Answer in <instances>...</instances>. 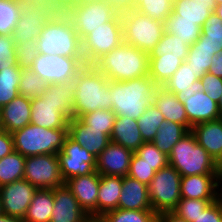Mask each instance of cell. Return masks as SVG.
Instances as JSON below:
<instances>
[{
    "label": "cell",
    "instance_id": "4",
    "mask_svg": "<svg viewBox=\"0 0 222 222\" xmlns=\"http://www.w3.org/2000/svg\"><path fill=\"white\" fill-rule=\"evenodd\" d=\"M38 53L64 57H83L82 41L71 20L59 9L37 37Z\"/></svg>",
    "mask_w": 222,
    "mask_h": 222
},
{
    "label": "cell",
    "instance_id": "10",
    "mask_svg": "<svg viewBox=\"0 0 222 222\" xmlns=\"http://www.w3.org/2000/svg\"><path fill=\"white\" fill-rule=\"evenodd\" d=\"M181 175L171 165L156 171L148 185V197L156 214L172 211L181 200Z\"/></svg>",
    "mask_w": 222,
    "mask_h": 222
},
{
    "label": "cell",
    "instance_id": "48",
    "mask_svg": "<svg viewBox=\"0 0 222 222\" xmlns=\"http://www.w3.org/2000/svg\"><path fill=\"white\" fill-rule=\"evenodd\" d=\"M19 67L13 35L0 34V70Z\"/></svg>",
    "mask_w": 222,
    "mask_h": 222
},
{
    "label": "cell",
    "instance_id": "27",
    "mask_svg": "<svg viewBox=\"0 0 222 222\" xmlns=\"http://www.w3.org/2000/svg\"><path fill=\"white\" fill-rule=\"evenodd\" d=\"M152 103L161 112L165 120L179 123L188 131H191L192 126L188 122L185 107L174 93L158 86L152 98Z\"/></svg>",
    "mask_w": 222,
    "mask_h": 222
},
{
    "label": "cell",
    "instance_id": "38",
    "mask_svg": "<svg viewBox=\"0 0 222 222\" xmlns=\"http://www.w3.org/2000/svg\"><path fill=\"white\" fill-rule=\"evenodd\" d=\"M20 67L0 70V109L19 95Z\"/></svg>",
    "mask_w": 222,
    "mask_h": 222
},
{
    "label": "cell",
    "instance_id": "67",
    "mask_svg": "<svg viewBox=\"0 0 222 222\" xmlns=\"http://www.w3.org/2000/svg\"><path fill=\"white\" fill-rule=\"evenodd\" d=\"M75 1H78V0H67L65 3H71V2H75Z\"/></svg>",
    "mask_w": 222,
    "mask_h": 222
},
{
    "label": "cell",
    "instance_id": "44",
    "mask_svg": "<svg viewBox=\"0 0 222 222\" xmlns=\"http://www.w3.org/2000/svg\"><path fill=\"white\" fill-rule=\"evenodd\" d=\"M214 201L216 200L181 198L172 212L188 222H195L196 218Z\"/></svg>",
    "mask_w": 222,
    "mask_h": 222
},
{
    "label": "cell",
    "instance_id": "52",
    "mask_svg": "<svg viewBox=\"0 0 222 222\" xmlns=\"http://www.w3.org/2000/svg\"><path fill=\"white\" fill-rule=\"evenodd\" d=\"M195 222H222V206L218 200L211 203L205 211L200 214Z\"/></svg>",
    "mask_w": 222,
    "mask_h": 222
},
{
    "label": "cell",
    "instance_id": "13",
    "mask_svg": "<svg viewBox=\"0 0 222 222\" xmlns=\"http://www.w3.org/2000/svg\"><path fill=\"white\" fill-rule=\"evenodd\" d=\"M84 66V57L52 56L38 53L30 69L48 84H61L73 81Z\"/></svg>",
    "mask_w": 222,
    "mask_h": 222
},
{
    "label": "cell",
    "instance_id": "9",
    "mask_svg": "<svg viewBox=\"0 0 222 222\" xmlns=\"http://www.w3.org/2000/svg\"><path fill=\"white\" fill-rule=\"evenodd\" d=\"M123 42L150 53L164 34L163 22L154 20L136 10L121 14Z\"/></svg>",
    "mask_w": 222,
    "mask_h": 222
},
{
    "label": "cell",
    "instance_id": "56",
    "mask_svg": "<svg viewBox=\"0 0 222 222\" xmlns=\"http://www.w3.org/2000/svg\"><path fill=\"white\" fill-rule=\"evenodd\" d=\"M157 222H188L174 214L172 211L162 212L157 214Z\"/></svg>",
    "mask_w": 222,
    "mask_h": 222
},
{
    "label": "cell",
    "instance_id": "68",
    "mask_svg": "<svg viewBox=\"0 0 222 222\" xmlns=\"http://www.w3.org/2000/svg\"><path fill=\"white\" fill-rule=\"evenodd\" d=\"M39 1H42V0H37V2H39ZM48 1H51L55 4V0H48Z\"/></svg>",
    "mask_w": 222,
    "mask_h": 222
},
{
    "label": "cell",
    "instance_id": "60",
    "mask_svg": "<svg viewBox=\"0 0 222 222\" xmlns=\"http://www.w3.org/2000/svg\"><path fill=\"white\" fill-rule=\"evenodd\" d=\"M218 176L220 181L222 182V158L218 162Z\"/></svg>",
    "mask_w": 222,
    "mask_h": 222
},
{
    "label": "cell",
    "instance_id": "3",
    "mask_svg": "<svg viewBox=\"0 0 222 222\" xmlns=\"http://www.w3.org/2000/svg\"><path fill=\"white\" fill-rule=\"evenodd\" d=\"M158 85L147 75L128 81H110L112 110L135 120L152 104Z\"/></svg>",
    "mask_w": 222,
    "mask_h": 222
},
{
    "label": "cell",
    "instance_id": "6",
    "mask_svg": "<svg viewBox=\"0 0 222 222\" xmlns=\"http://www.w3.org/2000/svg\"><path fill=\"white\" fill-rule=\"evenodd\" d=\"M168 160L181 176L218 174V163L197 143L191 131L172 148Z\"/></svg>",
    "mask_w": 222,
    "mask_h": 222
},
{
    "label": "cell",
    "instance_id": "59",
    "mask_svg": "<svg viewBox=\"0 0 222 222\" xmlns=\"http://www.w3.org/2000/svg\"><path fill=\"white\" fill-rule=\"evenodd\" d=\"M214 13L222 20V4L215 6Z\"/></svg>",
    "mask_w": 222,
    "mask_h": 222
},
{
    "label": "cell",
    "instance_id": "17",
    "mask_svg": "<svg viewBox=\"0 0 222 222\" xmlns=\"http://www.w3.org/2000/svg\"><path fill=\"white\" fill-rule=\"evenodd\" d=\"M175 95L183 103L188 122L192 127L222 117L218 109V103L210 99L204 91Z\"/></svg>",
    "mask_w": 222,
    "mask_h": 222
},
{
    "label": "cell",
    "instance_id": "43",
    "mask_svg": "<svg viewBox=\"0 0 222 222\" xmlns=\"http://www.w3.org/2000/svg\"><path fill=\"white\" fill-rule=\"evenodd\" d=\"M174 0H141L134 10L163 22L173 12Z\"/></svg>",
    "mask_w": 222,
    "mask_h": 222
},
{
    "label": "cell",
    "instance_id": "49",
    "mask_svg": "<svg viewBox=\"0 0 222 222\" xmlns=\"http://www.w3.org/2000/svg\"><path fill=\"white\" fill-rule=\"evenodd\" d=\"M155 173L156 171L152 168L151 165L142 162V159L133 153L128 176L137 179L140 183L148 186Z\"/></svg>",
    "mask_w": 222,
    "mask_h": 222
},
{
    "label": "cell",
    "instance_id": "58",
    "mask_svg": "<svg viewBox=\"0 0 222 222\" xmlns=\"http://www.w3.org/2000/svg\"><path fill=\"white\" fill-rule=\"evenodd\" d=\"M83 222H105L102 216H88Z\"/></svg>",
    "mask_w": 222,
    "mask_h": 222
},
{
    "label": "cell",
    "instance_id": "25",
    "mask_svg": "<svg viewBox=\"0 0 222 222\" xmlns=\"http://www.w3.org/2000/svg\"><path fill=\"white\" fill-rule=\"evenodd\" d=\"M118 208L124 210H153L148 197V186L128 175L122 177Z\"/></svg>",
    "mask_w": 222,
    "mask_h": 222
},
{
    "label": "cell",
    "instance_id": "23",
    "mask_svg": "<svg viewBox=\"0 0 222 222\" xmlns=\"http://www.w3.org/2000/svg\"><path fill=\"white\" fill-rule=\"evenodd\" d=\"M31 122V99L18 95L0 109V128L8 133L24 128Z\"/></svg>",
    "mask_w": 222,
    "mask_h": 222
},
{
    "label": "cell",
    "instance_id": "62",
    "mask_svg": "<svg viewBox=\"0 0 222 222\" xmlns=\"http://www.w3.org/2000/svg\"><path fill=\"white\" fill-rule=\"evenodd\" d=\"M67 0H55V4L61 8L62 5L66 2Z\"/></svg>",
    "mask_w": 222,
    "mask_h": 222
},
{
    "label": "cell",
    "instance_id": "45",
    "mask_svg": "<svg viewBox=\"0 0 222 222\" xmlns=\"http://www.w3.org/2000/svg\"><path fill=\"white\" fill-rule=\"evenodd\" d=\"M115 117L112 109H98L82 115L80 119L88 125V128L104 129V133L110 137Z\"/></svg>",
    "mask_w": 222,
    "mask_h": 222
},
{
    "label": "cell",
    "instance_id": "18",
    "mask_svg": "<svg viewBox=\"0 0 222 222\" xmlns=\"http://www.w3.org/2000/svg\"><path fill=\"white\" fill-rule=\"evenodd\" d=\"M99 183L100 174L97 171L65 181V185L78 200L80 207L89 216H98Z\"/></svg>",
    "mask_w": 222,
    "mask_h": 222
},
{
    "label": "cell",
    "instance_id": "30",
    "mask_svg": "<svg viewBox=\"0 0 222 222\" xmlns=\"http://www.w3.org/2000/svg\"><path fill=\"white\" fill-rule=\"evenodd\" d=\"M122 177L100 175L98 189V216L118 208Z\"/></svg>",
    "mask_w": 222,
    "mask_h": 222
},
{
    "label": "cell",
    "instance_id": "50",
    "mask_svg": "<svg viewBox=\"0 0 222 222\" xmlns=\"http://www.w3.org/2000/svg\"><path fill=\"white\" fill-rule=\"evenodd\" d=\"M37 40H28L16 45L17 64L21 69H30L33 61L37 58Z\"/></svg>",
    "mask_w": 222,
    "mask_h": 222
},
{
    "label": "cell",
    "instance_id": "1",
    "mask_svg": "<svg viewBox=\"0 0 222 222\" xmlns=\"http://www.w3.org/2000/svg\"><path fill=\"white\" fill-rule=\"evenodd\" d=\"M73 81L48 84L40 97L31 99V124L48 129L68 128L73 118Z\"/></svg>",
    "mask_w": 222,
    "mask_h": 222
},
{
    "label": "cell",
    "instance_id": "33",
    "mask_svg": "<svg viewBox=\"0 0 222 222\" xmlns=\"http://www.w3.org/2000/svg\"><path fill=\"white\" fill-rule=\"evenodd\" d=\"M189 131L181 124L165 120L153 139V144L167 156L176 143Z\"/></svg>",
    "mask_w": 222,
    "mask_h": 222
},
{
    "label": "cell",
    "instance_id": "28",
    "mask_svg": "<svg viewBox=\"0 0 222 222\" xmlns=\"http://www.w3.org/2000/svg\"><path fill=\"white\" fill-rule=\"evenodd\" d=\"M110 140L135 152L143 143L138 122L126 116H116Z\"/></svg>",
    "mask_w": 222,
    "mask_h": 222
},
{
    "label": "cell",
    "instance_id": "51",
    "mask_svg": "<svg viewBox=\"0 0 222 222\" xmlns=\"http://www.w3.org/2000/svg\"><path fill=\"white\" fill-rule=\"evenodd\" d=\"M200 80L203 91L207 93L210 99L218 103L222 95V78L207 72Z\"/></svg>",
    "mask_w": 222,
    "mask_h": 222
},
{
    "label": "cell",
    "instance_id": "55",
    "mask_svg": "<svg viewBox=\"0 0 222 222\" xmlns=\"http://www.w3.org/2000/svg\"><path fill=\"white\" fill-rule=\"evenodd\" d=\"M211 60L212 65L210 66L208 72L212 73L216 77L222 78V50L213 55Z\"/></svg>",
    "mask_w": 222,
    "mask_h": 222
},
{
    "label": "cell",
    "instance_id": "31",
    "mask_svg": "<svg viewBox=\"0 0 222 222\" xmlns=\"http://www.w3.org/2000/svg\"><path fill=\"white\" fill-rule=\"evenodd\" d=\"M53 207V189H37L33 195L23 221L50 222Z\"/></svg>",
    "mask_w": 222,
    "mask_h": 222
},
{
    "label": "cell",
    "instance_id": "63",
    "mask_svg": "<svg viewBox=\"0 0 222 222\" xmlns=\"http://www.w3.org/2000/svg\"><path fill=\"white\" fill-rule=\"evenodd\" d=\"M20 3H23V4H27V3H34V2H37V0H16Z\"/></svg>",
    "mask_w": 222,
    "mask_h": 222
},
{
    "label": "cell",
    "instance_id": "2",
    "mask_svg": "<svg viewBox=\"0 0 222 222\" xmlns=\"http://www.w3.org/2000/svg\"><path fill=\"white\" fill-rule=\"evenodd\" d=\"M73 118L98 109H112L110 81L94 65H85L73 80Z\"/></svg>",
    "mask_w": 222,
    "mask_h": 222
},
{
    "label": "cell",
    "instance_id": "57",
    "mask_svg": "<svg viewBox=\"0 0 222 222\" xmlns=\"http://www.w3.org/2000/svg\"><path fill=\"white\" fill-rule=\"evenodd\" d=\"M0 222H24L23 219L17 217H11L6 214L0 215Z\"/></svg>",
    "mask_w": 222,
    "mask_h": 222
},
{
    "label": "cell",
    "instance_id": "7",
    "mask_svg": "<svg viewBox=\"0 0 222 222\" xmlns=\"http://www.w3.org/2000/svg\"><path fill=\"white\" fill-rule=\"evenodd\" d=\"M14 150L24 157L58 154L68 136V128L48 129L34 124L12 133Z\"/></svg>",
    "mask_w": 222,
    "mask_h": 222
},
{
    "label": "cell",
    "instance_id": "21",
    "mask_svg": "<svg viewBox=\"0 0 222 222\" xmlns=\"http://www.w3.org/2000/svg\"><path fill=\"white\" fill-rule=\"evenodd\" d=\"M53 197L50 222H83L89 216L65 184L53 189Z\"/></svg>",
    "mask_w": 222,
    "mask_h": 222
},
{
    "label": "cell",
    "instance_id": "11",
    "mask_svg": "<svg viewBox=\"0 0 222 222\" xmlns=\"http://www.w3.org/2000/svg\"><path fill=\"white\" fill-rule=\"evenodd\" d=\"M123 43L121 14L104 26L94 29L82 40V55L85 65H93L104 54Z\"/></svg>",
    "mask_w": 222,
    "mask_h": 222
},
{
    "label": "cell",
    "instance_id": "41",
    "mask_svg": "<svg viewBox=\"0 0 222 222\" xmlns=\"http://www.w3.org/2000/svg\"><path fill=\"white\" fill-rule=\"evenodd\" d=\"M105 222H157V214L153 210H124L117 208L105 213Z\"/></svg>",
    "mask_w": 222,
    "mask_h": 222
},
{
    "label": "cell",
    "instance_id": "64",
    "mask_svg": "<svg viewBox=\"0 0 222 222\" xmlns=\"http://www.w3.org/2000/svg\"><path fill=\"white\" fill-rule=\"evenodd\" d=\"M218 109H219V112H220V114L222 116V95H221L220 100L218 102Z\"/></svg>",
    "mask_w": 222,
    "mask_h": 222
},
{
    "label": "cell",
    "instance_id": "15",
    "mask_svg": "<svg viewBox=\"0 0 222 222\" xmlns=\"http://www.w3.org/2000/svg\"><path fill=\"white\" fill-rule=\"evenodd\" d=\"M57 155L64 181L96 172V157L69 136L66 137L62 150Z\"/></svg>",
    "mask_w": 222,
    "mask_h": 222
},
{
    "label": "cell",
    "instance_id": "47",
    "mask_svg": "<svg viewBox=\"0 0 222 222\" xmlns=\"http://www.w3.org/2000/svg\"><path fill=\"white\" fill-rule=\"evenodd\" d=\"M212 57L211 52L198 51L191 45L184 62L194 71L197 78L201 79L212 65Z\"/></svg>",
    "mask_w": 222,
    "mask_h": 222
},
{
    "label": "cell",
    "instance_id": "39",
    "mask_svg": "<svg viewBox=\"0 0 222 222\" xmlns=\"http://www.w3.org/2000/svg\"><path fill=\"white\" fill-rule=\"evenodd\" d=\"M144 142H152L158 129L164 124L165 118L155 105L150 104L137 120Z\"/></svg>",
    "mask_w": 222,
    "mask_h": 222
},
{
    "label": "cell",
    "instance_id": "32",
    "mask_svg": "<svg viewBox=\"0 0 222 222\" xmlns=\"http://www.w3.org/2000/svg\"><path fill=\"white\" fill-rule=\"evenodd\" d=\"M174 94H189L203 91L201 80L183 62L174 75L162 86Z\"/></svg>",
    "mask_w": 222,
    "mask_h": 222
},
{
    "label": "cell",
    "instance_id": "35",
    "mask_svg": "<svg viewBox=\"0 0 222 222\" xmlns=\"http://www.w3.org/2000/svg\"><path fill=\"white\" fill-rule=\"evenodd\" d=\"M183 61L179 58L149 57L148 76L158 85L163 86L179 69Z\"/></svg>",
    "mask_w": 222,
    "mask_h": 222
},
{
    "label": "cell",
    "instance_id": "19",
    "mask_svg": "<svg viewBox=\"0 0 222 222\" xmlns=\"http://www.w3.org/2000/svg\"><path fill=\"white\" fill-rule=\"evenodd\" d=\"M133 153L111 141L96 158V171L100 175L125 177L128 175Z\"/></svg>",
    "mask_w": 222,
    "mask_h": 222
},
{
    "label": "cell",
    "instance_id": "36",
    "mask_svg": "<svg viewBox=\"0 0 222 222\" xmlns=\"http://www.w3.org/2000/svg\"><path fill=\"white\" fill-rule=\"evenodd\" d=\"M25 159L15 150L0 159V187L23 179Z\"/></svg>",
    "mask_w": 222,
    "mask_h": 222
},
{
    "label": "cell",
    "instance_id": "37",
    "mask_svg": "<svg viewBox=\"0 0 222 222\" xmlns=\"http://www.w3.org/2000/svg\"><path fill=\"white\" fill-rule=\"evenodd\" d=\"M164 31L174 34L177 38L191 46L196 42L202 33V28L195 22L188 20H173L170 16L163 21Z\"/></svg>",
    "mask_w": 222,
    "mask_h": 222
},
{
    "label": "cell",
    "instance_id": "14",
    "mask_svg": "<svg viewBox=\"0 0 222 222\" xmlns=\"http://www.w3.org/2000/svg\"><path fill=\"white\" fill-rule=\"evenodd\" d=\"M37 189H54L65 184L57 154L28 156L25 159L24 177Z\"/></svg>",
    "mask_w": 222,
    "mask_h": 222
},
{
    "label": "cell",
    "instance_id": "61",
    "mask_svg": "<svg viewBox=\"0 0 222 222\" xmlns=\"http://www.w3.org/2000/svg\"><path fill=\"white\" fill-rule=\"evenodd\" d=\"M221 184H222V182H220V186H219L220 189L218 190V198H217V200L220 202V204H221V206H222V190H221V189H222V188H221L222 185H221ZM220 191H221V192H220Z\"/></svg>",
    "mask_w": 222,
    "mask_h": 222
},
{
    "label": "cell",
    "instance_id": "65",
    "mask_svg": "<svg viewBox=\"0 0 222 222\" xmlns=\"http://www.w3.org/2000/svg\"><path fill=\"white\" fill-rule=\"evenodd\" d=\"M216 5L222 4V0H214Z\"/></svg>",
    "mask_w": 222,
    "mask_h": 222
},
{
    "label": "cell",
    "instance_id": "46",
    "mask_svg": "<svg viewBox=\"0 0 222 222\" xmlns=\"http://www.w3.org/2000/svg\"><path fill=\"white\" fill-rule=\"evenodd\" d=\"M142 162L151 165L155 171L169 164L168 156L161 152L153 142H144L135 152Z\"/></svg>",
    "mask_w": 222,
    "mask_h": 222
},
{
    "label": "cell",
    "instance_id": "8",
    "mask_svg": "<svg viewBox=\"0 0 222 222\" xmlns=\"http://www.w3.org/2000/svg\"><path fill=\"white\" fill-rule=\"evenodd\" d=\"M71 20L82 41L88 34L114 20L119 13L105 0H78L60 8Z\"/></svg>",
    "mask_w": 222,
    "mask_h": 222
},
{
    "label": "cell",
    "instance_id": "5",
    "mask_svg": "<svg viewBox=\"0 0 222 222\" xmlns=\"http://www.w3.org/2000/svg\"><path fill=\"white\" fill-rule=\"evenodd\" d=\"M93 65L109 81H128L148 75L149 54L123 42Z\"/></svg>",
    "mask_w": 222,
    "mask_h": 222
},
{
    "label": "cell",
    "instance_id": "12",
    "mask_svg": "<svg viewBox=\"0 0 222 222\" xmlns=\"http://www.w3.org/2000/svg\"><path fill=\"white\" fill-rule=\"evenodd\" d=\"M59 9L56 4L48 0L24 4L13 32L15 44L36 40L45 23Z\"/></svg>",
    "mask_w": 222,
    "mask_h": 222
},
{
    "label": "cell",
    "instance_id": "20",
    "mask_svg": "<svg viewBox=\"0 0 222 222\" xmlns=\"http://www.w3.org/2000/svg\"><path fill=\"white\" fill-rule=\"evenodd\" d=\"M68 136L96 158L111 142L104 129L88 128L80 118L68 121Z\"/></svg>",
    "mask_w": 222,
    "mask_h": 222
},
{
    "label": "cell",
    "instance_id": "40",
    "mask_svg": "<svg viewBox=\"0 0 222 222\" xmlns=\"http://www.w3.org/2000/svg\"><path fill=\"white\" fill-rule=\"evenodd\" d=\"M23 5L16 0H0V34L13 35Z\"/></svg>",
    "mask_w": 222,
    "mask_h": 222
},
{
    "label": "cell",
    "instance_id": "26",
    "mask_svg": "<svg viewBox=\"0 0 222 222\" xmlns=\"http://www.w3.org/2000/svg\"><path fill=\"white\" fill-rule=\"evenodd\" d=\"M191 132L197 143L218 163L222 158V118L196 124Z\"/></svg>",
    "mask_w": 222,
    "mask_h": 222
},
{
    "label": "cell",
    "instance_id": "16",
    "mask_svg": "<svg viewBox=\"0 0 222 222\" xmlns=\"http://www.w3.org/2000/svg\"><path fill=\"white\" fill-rule=\"evenodd\" d=\"M36 190L25 179L0 187L3 214L23 219Z\"/></svg>",
    "mask_w": 222,
    "mask_h": 222
},
{
    "label": "cell",
    "instance_id": "42",
    "mask_svg": "<svg viewBox=\"0 0 222 222\" xmlns=\"http://www.w3.org/2000/svg\"><path fill=\"white\" fill-rule=\"evenodd\" d=\"M48 83L42 80L31 69H22L19 84V94L33 99L40 97L47 90Z\"/></svg>",
    "mask_w": 222,
    "mask_h": 222
},
{
    "label": "cell",
    "instance_id": "66",
    "mask_svg": "<svg viewBox=\"0 0 222 222\" xmlns=\"http://www.w3.org/2000/svg\"><path fill=\"white\" fill-rule=\"evenodd\" d=\"M1 214H3V210H2L1 197H0V215Z\"/></svg>",
    "mask_w": 222,
    "mask_h": 222
},
{
    "label": "cell",
    "instance_id": "29",
    "mask_svg": "<svg viewBox=\"0 0 222 222\" xmlns=\"http://www.w3.org/2000/svg\"><path fill=\"white\" fill-rule=\"evenodd\" d=\"M192 46L198 51L211 52V56L222 50V20L214 12L204 22L200 38Z\"/></svg>",
    "mask_w": 222,
    "mask_h": 222
},
{
    "label": "cell",
    "instance_id": "24",
    "mask_svg": "<svg viewBox=\"0 0 222 222\" xmlns=\"http://www.w3.org/2000/svg\"><path fill=\"white\" fill-rule=\"evenodd\" d=\"M214 0H174L173 12L170 17L173 20H188L203 27L204 22L215 10Z\"/></svg>",
    "mask_w": 222,
    "mask_h": 222
},
{
    "label": "cell",
    "instance_id": "34",
    "mask_svg": "<svg viewBox=\"0 0 222 222\" xmlns=\"http://www.w3.org/2000/svg\"><path fill=\"white\" fill-rule=\"evenodd\" d=\"M189 47L174 34L164 32L158 44L150 51L149 57L179 58L184 62L188 55Z\"/></svg>",
    "mask_w": 222,
    "mask_h": 222
},
{
    "label": "cell",
    "instance_id": "22",
    "mask_svg": "<svg viewBox=\"0 0 222 222\" xmlns=\"http://www.w3.org/2000/svg\"><path fill=\"white\" fill-rule=\"evenodd\" d=\"M220 182L218 174L181 176V198L217 200Z\"/></svg>",
    "mask_w": 222,
    "mask_h": 222
},
{
    "label": "cell",
    "instance_id": "54",
    "mask_svg": "<svg viewBox=\"0 0 222 222\" xmlns=\"http://www.w3.org/2000/svg\"><path fill=\"white\" fill-rule=\"evenodd\" d=\"M111 5L119 14L125 11L134 10L141 0H105Z\"/></svg>",
    "mask_w": 222,
    "mask_h": 222
},
{
    "label": "cell",
    "instance_id": "53",
    "mask_svg": "<svg viewBox=\"0 0 222 222\" xmlns=\"http://www.w3.org/2000/svg\"><path fill=\"white\" fill-rule=\"evenodd\" d=\"M14 151L12 133L0 128V159Z\"/></svg>",
    "mask_w": 222,
    "mask_h": 222
}]
</instances>
